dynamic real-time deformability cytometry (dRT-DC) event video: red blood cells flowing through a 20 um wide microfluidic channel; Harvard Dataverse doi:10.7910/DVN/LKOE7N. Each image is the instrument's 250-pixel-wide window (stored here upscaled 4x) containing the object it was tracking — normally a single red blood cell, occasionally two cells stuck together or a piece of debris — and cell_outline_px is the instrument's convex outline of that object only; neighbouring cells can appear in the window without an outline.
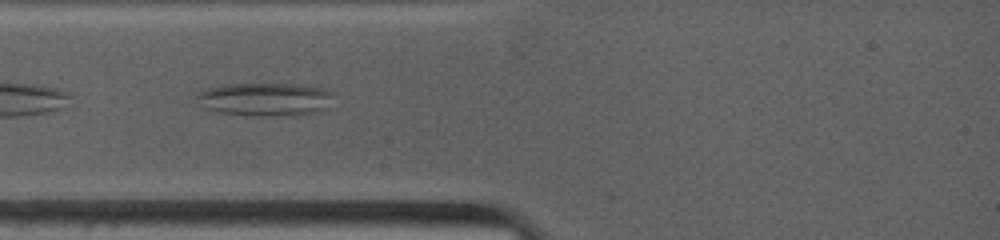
{"species": "common noctule bat (a hibernating species)", "species_latin": "Nyctalus noctula", "temperature_condition": "warm", "stored_images_in_passage": 8, "camera_frame_rate_fps": 4500, "um_per_image_px": 0.085, "animal": {"sex": "female", "body_mass_g": 19.0, "forearm_length_mm": 53.3}, "frame": {"image": 1, "passage_image": 2, "time_ms": 0.667, "image_size_px": [1000, 240], "cell_outline_px": [[336, 92], [328, 108], [320, 112], [296, 116], [252, 116], [216, 112], [204, 108], [192, 96], [196, 92], [208, 88], [224, 84], [304, 84], [332, 88]], "centroid_in_image_um": [22.61, 8.44], "position_along_channel_um": 62.4, "area_um2": 27.8}}
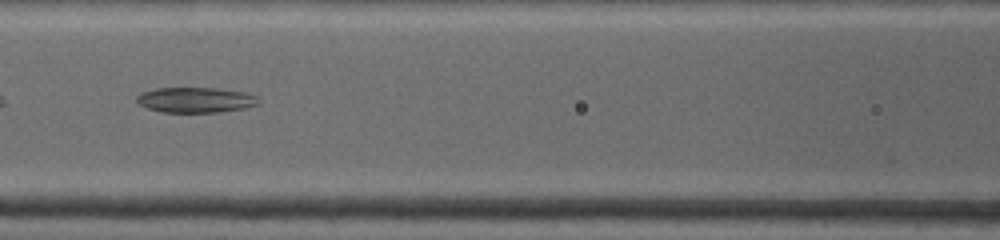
{"frame": {"image": 2, "passage_image": 6, "time_ms": 2.889, "image_size_px": [1000, 240], "cell_outline_px": [[260, 104], [244, 108], [216, 112], [164, 112], [148, 108], [140, 104], [136, 100], [136, 96], [140, 92], [156, 88], [216, 88], [244, 92], [260, 96]], "centroid_in_image_um": [16.66, 8.48], "position_along_channel_um": 149.9, "area_um2": 18.03}}